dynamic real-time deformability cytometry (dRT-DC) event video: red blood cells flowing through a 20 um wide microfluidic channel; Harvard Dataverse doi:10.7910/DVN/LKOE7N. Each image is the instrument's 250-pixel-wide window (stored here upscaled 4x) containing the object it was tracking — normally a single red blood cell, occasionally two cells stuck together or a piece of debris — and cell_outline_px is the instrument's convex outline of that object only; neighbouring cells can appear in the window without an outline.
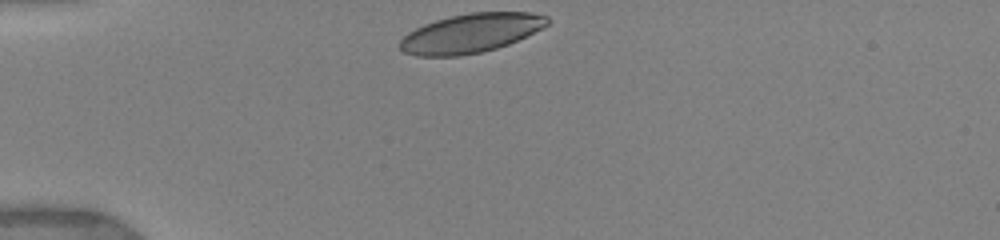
{"species": "human", "species_latin": "Homo sapiens", "temperature_condition": "warm", "stored_images_in_passage": 8, "camera_frame_rate_fps": 3000, "um_per_image_px": 0.085, "donor": {"sex": "female"}, "frame": {"image": 1, "passage_image": 1, "time_ms": 0.0, "image_size_px": [1000, 240], "cell_outline_px": [[552, 20], [548, 24], [508, 44], [496, 48], [480, 52], [460, 56], [416, 56], [404, 52], [400, 48], [400, 40], [408, 32], [424, 24], [436, 20], [468, 12], [528, 12], [548, 16]], "centroid_in_image_um": [40.0, 2.81], "position_along_channel_um": 45.0, "area_um2": 33.29}}